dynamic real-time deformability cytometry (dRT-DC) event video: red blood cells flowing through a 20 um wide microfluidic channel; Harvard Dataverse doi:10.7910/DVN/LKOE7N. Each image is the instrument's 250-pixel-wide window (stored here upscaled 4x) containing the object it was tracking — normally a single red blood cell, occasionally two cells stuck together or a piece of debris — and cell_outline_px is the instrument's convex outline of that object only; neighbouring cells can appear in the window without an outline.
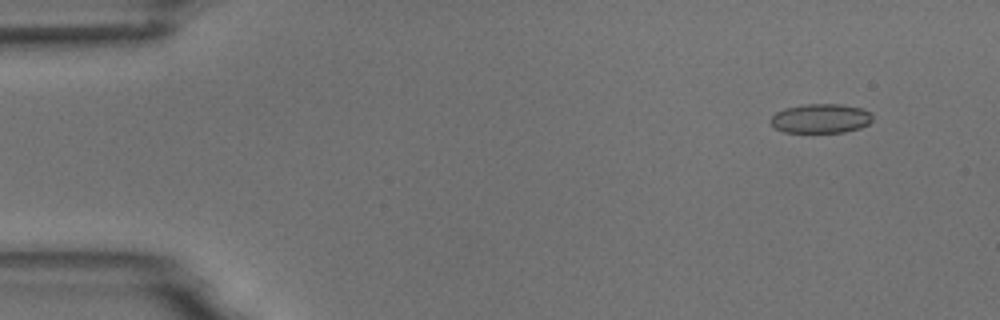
{"species": "common noctule bat (a hibernating species)", "species_latin": "Nyctalus noctula", "temperature_condition": "room temperature", "stored_images_in_passage": 4, "camera_frame_rate_fps": 3000, "um_per_image_px": 0.085, "animal": {"sex": "male", "body_mass_g": 18.8}, "frame": {"image": 1, "passage_image": 1, "time_ms": 0.0, "image_size_px": [1000, 320], "cell_outline_px": [[872, 120], [868, 124], [860, 128], [844, 132], [784, 132], [776, 128], [768, 120], [776, 112], [784, 108], [804, 104], [840, 104], [864, 108], [872, 112]], "centroid_in_image_um": [69.78, 10.06], "position_along_channel_um": 15.2, "area_um2": 17.57}}
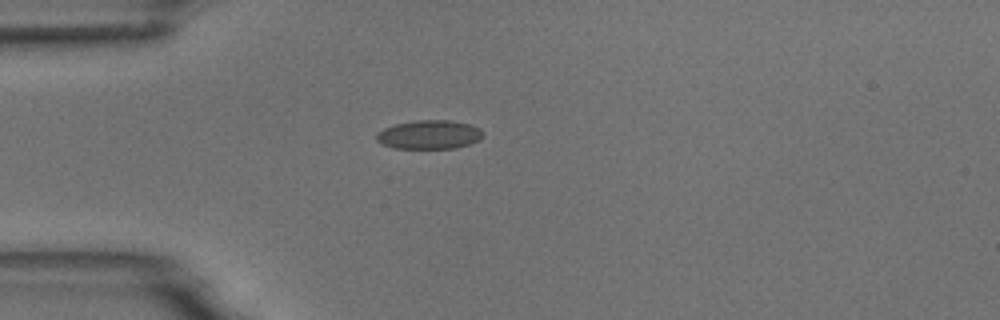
{"frame": {"image": 2, "passage_image": 4, "time_ms": 3.333, "image_size_px": [1000, 320], "cell_outline_px": [[484, 136], [480, 140], [456, 148], [392, 148], [380, 144], [376, 140], [376, 132], [384, 128], [396, 124], [416, 120], [452, 120], [468, 124], [480, 128], [484, 132]], "centroid_in_image_um": [36.48, 11.44], "position_along_channel_um": 48.5, "area_um2": 18.09}}